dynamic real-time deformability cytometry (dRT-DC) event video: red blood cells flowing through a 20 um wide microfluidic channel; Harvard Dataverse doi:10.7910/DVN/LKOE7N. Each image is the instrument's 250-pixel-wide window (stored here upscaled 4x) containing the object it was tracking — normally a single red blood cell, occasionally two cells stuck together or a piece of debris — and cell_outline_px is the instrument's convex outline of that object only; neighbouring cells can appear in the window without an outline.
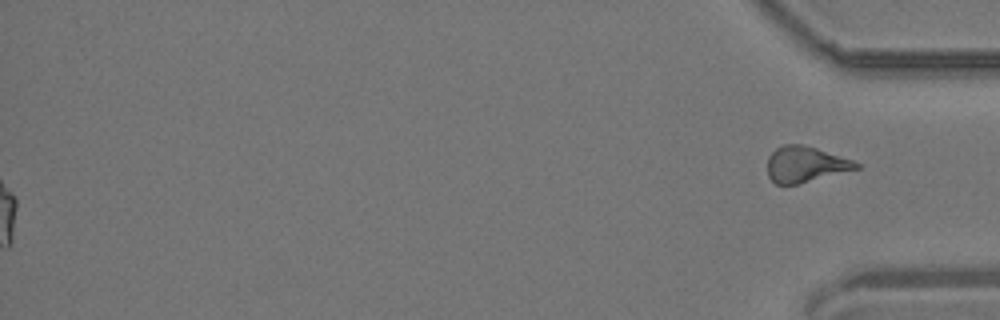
{"species": "common noctule bat (a hibernating species)", "species_latin": "Nyctalus noctula", "temperature_condition": "room temperature", "stored_images_in_passage": 56, "segment_of_instrument_passage": [2, 2], "camera_frame_rate_fps": 3000, "um_per_image_px": 0.085, "animal": {"sex": "male", "body_mass_g": 19.2, "forearm_length_mm": 51.8}, "frame": {"image": 1, "passage_image": 56, "time_ms": 18.333, "image_size_px": [1000, 320], "cell_outline_px": [[860, 168], [796, 184], [776, 184], [768, 176], [768, 156], [776, 148], [784, 144], [800, 144], [816, 148], [852, 160], [860, 164]], "centroid_in_image_um": [68.43, 13.96], "position_along_channel_um": 366.8, "area_um2": 18.21}}